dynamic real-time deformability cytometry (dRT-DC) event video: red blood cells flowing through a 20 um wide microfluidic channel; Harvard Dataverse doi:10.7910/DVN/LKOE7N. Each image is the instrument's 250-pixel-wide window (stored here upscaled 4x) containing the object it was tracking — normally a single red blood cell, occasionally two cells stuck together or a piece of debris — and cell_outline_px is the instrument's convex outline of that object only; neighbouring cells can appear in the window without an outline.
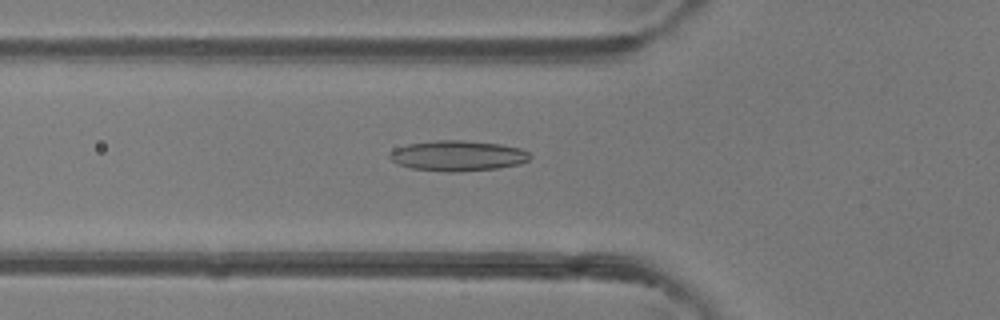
{"species": "common noctule bat (a hibernating species)", "species_latin": "Nyctalus noctula", "temperature_condition": "room temperature", "stored_images_in_passage": 48, "camera_frame_rate_fps": 3000, "um_per_image_px": 0.085, "animal": {"sex": "female"}, "frame": {"image": 1, "passage_image": 17, "time_ms": 5.333, "image_size_px": [1000, 320], "cell_outline_px": [[532, 156], [528, 160], [520, 164], [496, 168], [460, 172], [448, 172], [412, 168], [396, 164], [388, 156], [388, 152], [396, 148], [408, 144], [436, 140], [464, 140], [500, 144], [520, 148], [528, 152]], "centroid_in_image_um": [38.89, 13.24], "position_along_channel_um": 86.9, "area_um2": 24.97}}
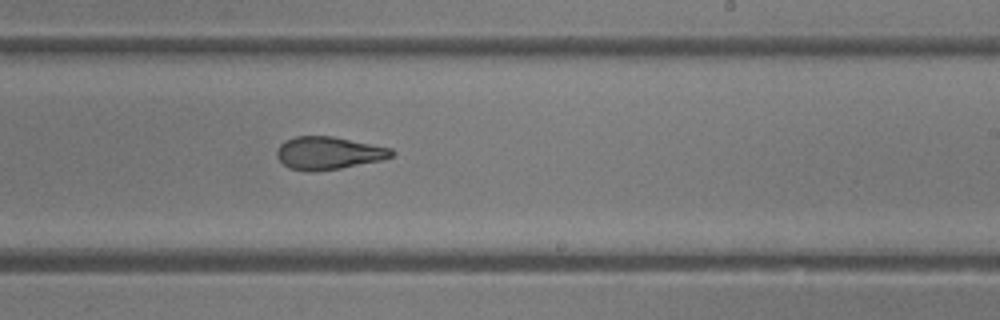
{"frame": {"image": 2, "passage_image": 29, "time_ms": 9.333, "image_size_px": [1000, 320], "cell_outline_px": [[396, 152], [392, 156], [380, 160], [340, 168], [316, 172], [304, 172], [288, 168], [276, 156], [276, 152], [280, 144], [284, 140], [296, 136], [332, 136], [392, 148]], "centroid_in_image_um": [27.89, 13.01], "position_along_channel_um": 261.1, "area_um2": 22.02}}
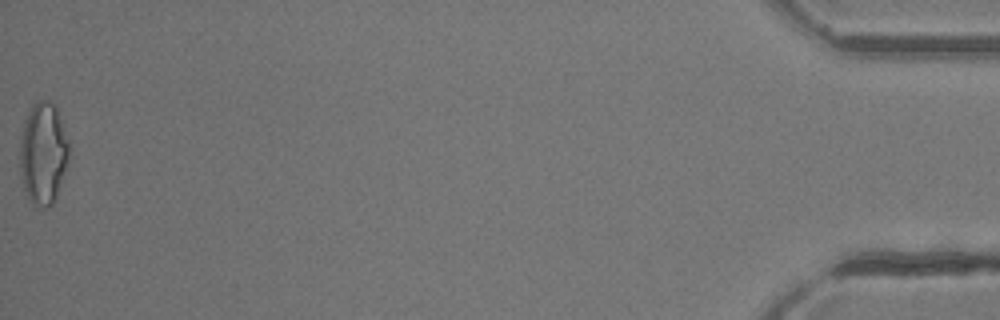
{"frame": {"image": 3, "passage_image": 48, "time_ms": 15.667, "image_size_px": [1000, 320], "cell_outline_px": [[68, 160], [56, 196], [52, 204], [48, 208], [36, 208], [32, 204], [24, 192], [20, 172], [20, 136], [24, 120], [32, 104], [36, 100], [48, 100], [56, 104], [68, 140]], "centroid_in_image_um": [3.64, 13.03], "position_along_channel_um": 431.6, "area_um2": 29.59}, "authors_computed_cell_mechanics": {"area_um2": 23.698, "velocity_mm_per_s": 4.3283, "shape_relaxation_time_tau1_ms": 8.875, "shape_relaxation_time_tau2_ms": 1.7242, "deformation_change_tau1": 0.2559, "deformation_change_tau2": 0.1075}}